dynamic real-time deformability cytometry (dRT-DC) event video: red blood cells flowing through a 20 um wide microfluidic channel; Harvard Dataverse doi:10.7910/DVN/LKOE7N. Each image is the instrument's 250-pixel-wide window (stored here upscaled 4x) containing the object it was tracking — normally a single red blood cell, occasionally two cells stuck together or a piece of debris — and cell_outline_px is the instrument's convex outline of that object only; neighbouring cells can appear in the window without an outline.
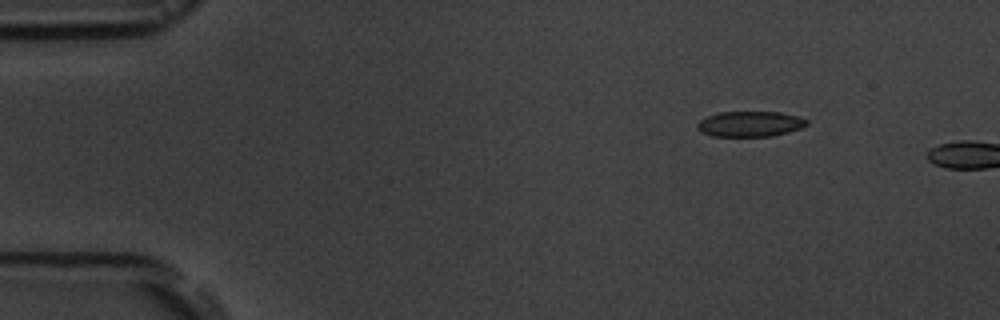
{"species": "common noctule bat (a hibernating species)", "species_latin": "Nyctalus noctula", "temperature_condition": "room temperature", "stored_images_in_passage": 3, "camera_frame_rate_fps": 3000, "um_per_image_px": 0.085, "animal": {"sex": "male", "body_mass_g": 19.5, "forearm_length_mm": 54.6}, "frame": {"image": 1, "passage_image": 2, "time_ms": 1.333, "image_size_px": [1000, 320], "cell_outline_px": [[808, 124], [800, 128], [788, 132], [772, 136], [712, 136], [700, 132], [696, 128], [696, 124], [700, 120], [708, 116], [720, 112], [780, 112], [796, 116], [808, 120]], "centroid_in_image_um": [63.72, 10.54], "position_along_channel_um": 21.3, "area_um2": 16.18}}